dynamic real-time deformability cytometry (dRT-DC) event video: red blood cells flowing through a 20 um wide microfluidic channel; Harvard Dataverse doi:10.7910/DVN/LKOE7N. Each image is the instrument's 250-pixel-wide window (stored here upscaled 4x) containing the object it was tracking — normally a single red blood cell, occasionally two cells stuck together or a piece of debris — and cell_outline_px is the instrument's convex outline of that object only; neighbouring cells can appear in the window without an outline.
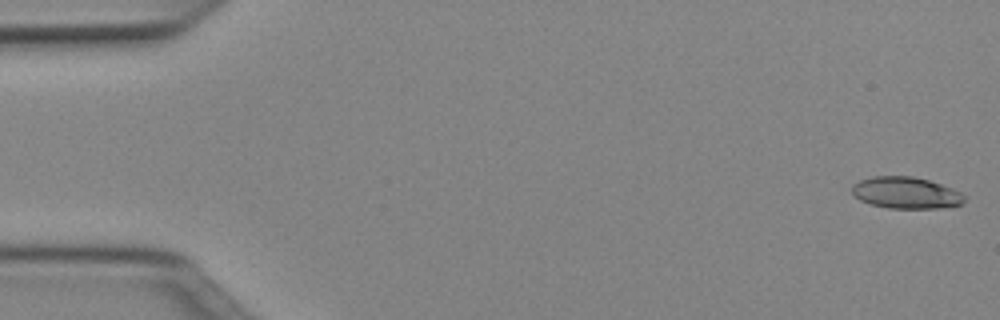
{"species": "Egyptian fruit bat (a non-hibernating species)", "species_latin": "Rousettus aegyptiacus", "temperature_condition": "cold", "stored_images_in_passage": 50, "camera_frame_rate_fps": 3000, "um_per_image_px": 0.085, "animal": {"sex": "female"}, "frame": {"image": 1, "passage_image": 1, "time_ms": 0.0, "image_size_px": [1000, 320], "cell_outline_px": [[964, 200], [960, 204], [940, 208], [888, 208], [872, 204], [860, 200], [852, 192], [852, 184], [860, 180], [872, 176], [912, 176], [928, 180], [952, 188], [960, 192], [964, 196]], "centroid_in_image_um": [76.98, 16.38], "position_along_channel_um": 8.0, "area_um2": 20.52}}
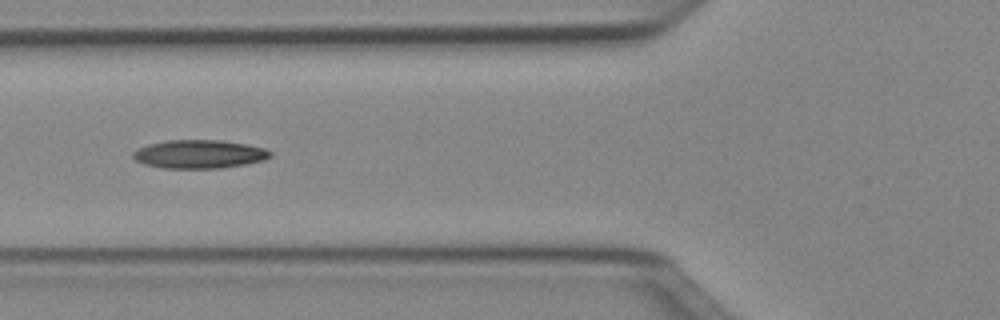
{"frame": {"image": 2, "passage_image": 19, "time_ms": 6.0, "image_size_px": [1000, 320], "cell_outline_px": [[272, 156], [264, 160], [244, 164], [220, 168], [164, 168], [144, 164], [136, 160], [132, 156], [132, 152], [136, 148], [148, 144], [168, 140], [220, 140], [248, 144], [264, 148], [272, 152]], "centroid_in_image_um": [16.92, 13.09], "position_along_channel_um": 108.9, "area_um2": 22.83}}
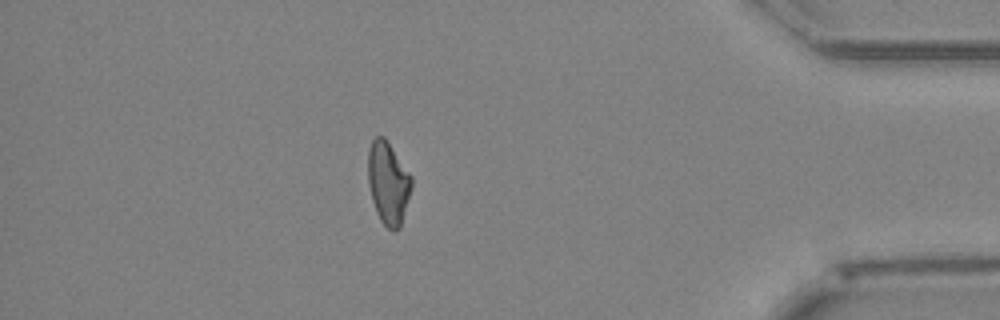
{"frame": {"image": 3, "passage_image": 44, "time_ms": 14.333, "image_size_px": [1000, 320], "cell_outline_px": [[412, 188], [400, 228], [396, 232], [392, 232], [380, 220], [376, 212], [372, 200], [368, 184], [368, 148], [372, 140], [376, 136], [384, 136], [412, 176]], "centroid_in_image_um": [32.99, 15.57], "position_along_channel_um": 402.2, "area_um2": 21.15}, "authors_computed_cell_mechanics": {"area_um2": 21.1548, "velocity_mm_per_s": 4.016, "shape_relaxation_time_tau1_ms": null, "shape_relaxation_time_tau2_ms": 7.8429, "deformation_change_tau1": null, "deformation_change_tau2": 0.1892}}